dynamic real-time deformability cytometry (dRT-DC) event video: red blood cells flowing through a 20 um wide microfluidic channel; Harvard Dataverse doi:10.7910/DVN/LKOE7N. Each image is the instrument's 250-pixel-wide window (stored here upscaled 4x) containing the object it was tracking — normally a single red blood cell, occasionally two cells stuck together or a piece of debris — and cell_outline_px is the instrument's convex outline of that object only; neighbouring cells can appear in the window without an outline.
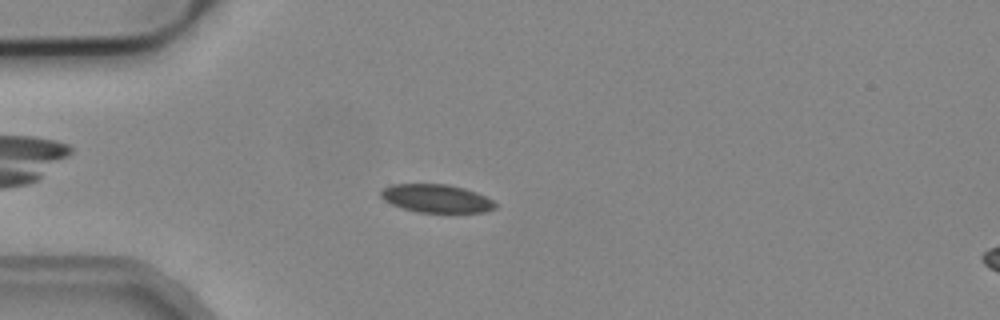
{"species": "common noctule bat (a hibernating species)", "species_latin": "Nyctalus noctula", "temperature_condition": "cold", "stored_images_in_passage": 3, "camera_frame_rate_fps": 3000, "um_per_image_px": 0.085, "animal": {"sex": "male", "body_mass_g": 19.2, "forearm_length_mm": 51.8}, "frame": {"image": 1, "passage_image": 3, "time_ms": 0.667, "image_size_px": [1000, 320], "cell_outline_px": [[496, 208], [484, 212], [416, 212], [392, 204], [384, 200], [380, 196], [380, 188], [392, 184], [448, 184], [464, 188], [476, 192], [492, 200], [496, 204]], "centroid_in_image_um": [37.06, 16.86], "position_along_channel_um": 47.9, "area_um2": 18.79}}